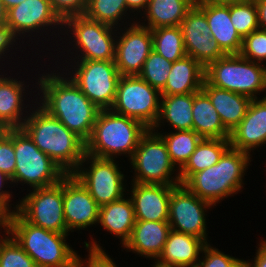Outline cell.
<instances>
[{
    "instance_id": "obj_1",
    "label": "cell",
    "mask_w": 266,
    "mask_h": 267,
    "mask_svg": "<svg viewBox=\"0 0 266 267\" xmlns=\"http://www.w3.org/2000/svg\"><path fill=\"white\" fill-rule=\"evenodd\" d=\"M58 71L53 69L51 73L45 72L37 79L35 84L39 85V91L36 95L41 98L37 103L86 142L92 134L100 109L64 71L61 74Z\"/></svg>"
},
{
    "instance_id": "obj_2",
    "label": "cell",
    "mask_w": 266,
    "mask_h": 267,
    "mask_svg": "<svg viewBox=\"0 0 266 267\" xmlns=\"http://www.w3.org/2000/svg\"><path fill=\"white\" fill-rule=\"evenodd\" d=\"M21 127L34 144L67 174H72L85 154V142L36 101ZM37 107V108H36Z\"/></svg>"
},
{
    "instance_id": "obj_3",
    "label": "cell",
    "mask_w": 266,
    "mask_h": 267,
    "mask_svg": "<svg viewBox=\"0 0 266 267\" xmlns=\"http://www.w3.org/2000/svg\"><path fill=\"white\" fill-rule=\"evenodd\" d=\"M250 156L245 151L229 147L217 164L194 173L183 185L214 207L244 188L243 178L251 162Z\"/></svg>"
},
{
    "instance_id": "obj_4",
    "label": "cell",
    "mask_w": 266,
    "mask_h": 267,
    "mask_svg": "<svg viewBox=\"0 0 266 267\" xmlns=\"http://www.w3.org/2000/svg\"><path fill=\"white\" fill-rule=\"evenodd\" d=\"M148 129L137 119L117 114L111 109L100 110L92 134L85 142V153L109 159L127 154L130 160Z\"/></svg>"
},
{
    "instance_id": "obj_5",
    "label": "cell",
    "mask_w": 266,
    "mask_h": 267,
    "mask_svg": "<svg viewBox=\"0 0 266 267\" xmlns=\"http://www.w3.org/2000/svg\"><path fill=\"white\" fill-rule=\"evenodd\" d=\"M9 234L37 267L76 266L78 253L66 242L70 233H58L34 226L14 212L10 216Z\"/></svg>"
},
{
    "instance_id": "obj_6",
    "label": "cell",
    "mask_w": 266,
    "mask_h": 267,
    "mask_svg": "<svg viewBox=\"0 0 266 267\" xmlns=\"http://www.w3.org/2000/svg\"><path fill=\"white\" fill-rule=\"evenodd\" d=\"M205 80L214 87L257 99L266 93V66L240 54H226L205 67Z\"/></svg>"
},
{
    "instance_id": "obj_7",
    "label": "cell",
    "mask_w": 266,
    "mask_h": 267,
    "mask_svg": "<svg viewBox=\"0 0 266 267\" xmlns=\"http://www.w3.org/2000/svg\"><path fill=\"white\" fill-rule=\"evenodd\" d=\"M14 151L16 167L12 184H29L36 189L59 183L67 175L22 128H14Z\"/></svg>"
},
{
    "instance_id": "obj_8",
    "label": "cell",
    "mask_w": 266,
    "mask_h": 267,
    "mask_svg": "<svg viewBox=\"0 0 266 267\" xmlns=\"http://www.w3.org/2000/svg\"><path fill=\"white\" fill-rule=\"evenodd\" d=\"M63 30L62 35L67 34L66 38H72L74 42L73 52H70L71 55L75 54L73 60L115 61L118 28L91 20L85 15H78L65 19ZM68 33L72 36L70 37Z\"/></svg>"
},
{
    "instance_id": "obj_9",
    "label": "cell",
    "mask_w": 266,
    "mask_h": 267,
    "mask_svg": "<svg viewBox=\"0 0 266 267\" xmlns=\"http://www.w3.org/2000/svg\"><path fill=\"white\" fill-rule=\"evenodd\" d=\"M129 161L134 170L131 182L177 186L181 184L177 174L179 171L171 162L166 143L152 129H148L141 137Z\"/></svg>"
},
{
    "instance_id": "obj_10",
    "label": "cell",
    "mask_w": 266,
    "mask_h": 267,
    "mask_svg": "<svg viewBox=\"0 0 266 267\" xmlns=\"http://www.w3.org/2000/svg\"><path fill=\"white\" fill-rule=\"evenodd\" d=\"M69 65L72 68H69ZM63 67H65L64 71L67 68L64 73L70 76L69 78L95 106L100 110L111 109L116 98L117 84L121 77L115 61L72 60L68 66ZM68 68L69 70L72 69V72Z\"/></svg>"
},
{
    "instance_id": "obj_11",
    "label": "cell",
    "mask_w": 266,
    "mask_h": 267,
    "mask_svg": "<svg viewBox=\"0 0 266 267\" xmlns=\"http://www.w3.org/2000/svg\"><path fill=\"white\" fill-rule=\"evenodd\" d=\"M161 92L138 75L121 76L111 110L131 117L152 129L160 114Z\"/></svg>"
},
{
    "instance_id": "obj_12",
    "label": "cell",
    "mask_w": 266,
    "mask_h": 267,
    "mask_svg": "<svg viewBox=\"0 0 266 267\" xmlns=\"http://www.w3.org/2000/svg\"><path fill=\"white\" fill-rule=\"evenodd\" d=\"M88 167H83L85 164ZM115 159L84 154L78 168L72 173L88 190L99 207L121 199L126 195V175ZM124 182V183H123ZM125 187V188H124ZM125 192V193H124Z\"/></svg>"
},
{
    "instance_id": "obj_13",
    "label": "cell",
    "mask_w": 266,
    "mask_h": 267,
    "mask_svg": "<svg viewBox=\"0 0 266 267\" xmlns=\"http://www.w3.org/2000/svg\"><path fill=\"white\" fill-rule=\"evenodd\" d=\"M18 202L12 208L25 221L46 230L69 233L64 219L63 179L54 185L30 190Z\"/></svg>"
},
{
    "instance_id": "obj_14",
    "label": "cell",
    "mask_w": 266,
    "mask_h": 267,
    "mask_svg": "<svg viewBox=\"0 0 266 267\" xmlns=\"http://www.w3.org/2000/svg\"><path fill=\"white\" fill-rule=\"evenodd\" d=\"M212 206L180 184L172 190L169 199V225L175 231L196 236L208 243L205 212Z\"/></svg>"
},
{
    "instance_id": "obj_15",
    "label": "cell",
    "mask_w": 266,
    "mask_h": 267,
    "mask_svg": "<svg viewBox=\"0 0 266 267\" xmlns=\"http://www.w3.org/2000/svg\"><path fill=\"white\" fill-rule=\"evenodd\" d=\"M5 25L8 26L17 37L23 36L22 39H24L28 34L26 38L30 36L29 38L31 40H34L31 37H35V34L37 38V33L40 34L39 36H42L44 32L46 33L45 35L48 36L49 33H47L46 30L51 27H60L58 31L60 29L61 32H57L58 35L59 33L62 35L63 31L61 30L63 28V21L53 11L49 0H25L13 6L7 10ZM33 32L36 33L34 34Z\"/></svg>"
},
{
    "instance_id": "obj_16",
    "label": "cell",
    "mask_w": 266,
    "mask_h": 267,
    "mask_svg": "<svg viewBox=\"0 0 266 267\" xmlns=\"http://www.w3.org/2000/svg\"><path fill=\"white\" fill-rule=\"evenodd\" d=\"M132 21L134 24L130 22L124 30L118 28L122 34L117 32L115 65L121 76L138 75L153 50L151 30Z\"/></svg>"
},
{
    "instance_id": "obj_17",
    "label": "cell",
    "mask_w": 266,
    "mask_h": 267,
    "mask_svg": "<svg viewBox=\"0 0 266 267\" xmlns=\"http://www.w3.org/2000/svg\"><path fill=\"white\" fill-rule=\"evenodd\" d=\"M186 54L204 67L226 55L218 42L212 39L204 12L194 4L180 24Z\"/></svg>"
},
{
    "instance_id": "obj_18",
    "label": "cell",
    "mask_w": 266,
    "mask_h": 267,
    "mask_svg": "<svg viewBox=\"0 0 266 267\" xmlns=\"http://www.w3.org/2000/svg\"><path fill=\"white\" fill-rule=\"evenodd\" d=\"M63 210L68 232L98 223L100 207L73 174L63 178Z\"/></svg>"
},
{
    "instance_id": "obj_19",
    "label": "cell",
    "mask_w": 266,
    "mask_h": 267,
    "mask_svg": "<svg viewBox=\"0 0 266 267\" xmlns=\"http://www.w3.org/2000/svg\"><path fill=\"white\" fill-rule=\"evenodd\" d=\"M261 97V99H260ZM252 99L245 117L230 132V147L250 152L266 144V95Z\"/></svg>"
},
{
    "instance_id": "obj_20",
    "label": "cell",
    "mask_w": 266,
    "mask_h": 267,
    "mask_svg": "<svg viewBox=\"0 0 266 267\" xmlns=\"http://www.w3.org/2000/svg\"><path fill=\"white\" fill-rule=\"evenodd\" d=\"M130 198L136 220L168 221L169 199L177 185H158L131 182Z\"/></svg>"
},
{
    "instance_id": "obj_21",
    "label": "cell",
    "mask_w": 266,
    "mask_h": 267,
    "mask_svg": "<svg viewBox=\"0 0 266 267\" xmlns=\"http://www.w3.org/2000/svg\"><path fill=\"white\" fill-rule=\"evenodd\" d=\"M171 227L168 221L136 220L124 249L156 261L162 254Z\"/></svg>"
},
{
    "instance_id": "obj_22",
    "label": "cell",
    "mask_w": 266,
    "mask_h": 267,
    "mask_svg": "<svg viewBox=\"0 0 266 267\" xmlns=\"http://www.w3.org/2000/svg\"><path fill=\"white\" fill-rule=\"evenodd\" d=\"M207 244L204 239L171 229L155 263L162 267H196Z\"/></svg>"
},
{
    "instance_id": "obj_23",
    "label": "cell",
    "mask_w": 266,
    "mask_h": 267,
    "mask_svg": "<svg viewBox=\"0 0 266 267\" xmlns=\"http://www.w3.org/2000/svg\"><path fill=\"white\" fill-rule=\"evenodd\" d=\"M6 75L0 74V127L5 129L21 128L29 115L28 112H30L29 109L25 108L33 107L28 104L26 106L24 103L26 94H28L26 89L29 85L26 86L24 80L23 82L22 80L18 81L17 78L5 77Z\"/></svg>"
},
{
    "instance_id": "obj_24",
    "label": "cell",
    "mask_w": 266,
    "mask_h": 267,
    "mask_svg": "<svg viewBox=\"0 0 266 267\" xmlns=\"http://www.w3.org/2000/svg\"><path fill=\"white\" fill-rule=\"evenodd\" d=\"M204 12L212 39L218 42L226 54H239L242 38L237 33L230 18V4H216L211 2H195Z\"/></svg>"
},
{
    "instance_id": "obj_25",
    "label": "cell",
    "mask_w": 266,
    "mask_h": 267,
    "mask_svg": "<svg viewBox=\"0 0 266 267\" xmlns=\"http://www.w3.org/2000/svg\"><path fill=\"white\" fill-rule=\"evenodd\" d=\"M205 67L191 56L173 62L161 95L195 93L202 89Z\"/></svg>"
},
{
    "instance_id": "obj_26",
    "label": "cell",
    "mask_w": 266,
    "mask_h": 267,
    "mask_svg": "<svg viewBox=\"0 0 266 267\" xmlns=\"http://www.w3.org/2000/svg\"><path fill=\"white\" fill-rule=\"evenodd\" d=\"M202 90L211 100L224 127L231 132L245 117L251 99L242 94L214 87L206 80Z\"/></svg>"
},
{
    "instance_id": "obj_27",
    "label": "cell",
    "mask_w": 266,
    "mask_h": 267,
    "mask_svg": "<svg viewBox=\"0 0 266 267\" xmlns=\"http://www.w3.org/2000/svg\"><path fill=\"white\" fill-rule=\"evenodd\" d=\"M113 201L100 207L98 223L104 231L120 238L122 246L129 240L132 229L136 223L134 206L131 198Z\"/></svg>"
},
{
    "instance_id": "obj_28",
    "label": "cell",
    "mask_w": 266,
    "mask_h": 267,
    "mask_svg": "<svg viewBox=\"0 0 266 267\" xmlns=\"http://www.w3.org/2000/svg\"><path fill=\"white\" fill-rule=\"evenodd\" d=\"M192 118V130L201 138L229 139L230 132L224 127L218 112L202 89L193 93Z\"/></svg>"
},
{
    "instance_id": "obj_29",
    "label": "cell",
    "mask_w": 266,
    "mask_h": 267,
    "mask_svg": "<svg viewBox=\"0 0 266 267\" xmlns=\"http://www.w3.org/2000/svg\"><path fill=\"white\" fill-rule=\"evenodd\" d=\"M192 107L193 93L161 95L160 114L152 130L158 131L157 128L160 129L164 122L169 123L167 125L173 127L175 131L192 130Z\"/></svg>"
},
{
    "instance_id": "obj_30",
    "label": "cell",
    "mask_w": 266,
    "mask_h": 267,
    "mask_svg": "<svg viewBox=\"0 0 266 267\" xmlns=\"http://www.w3.org/2000/svg\"><path fill=\"white\" fill-rule=\"evenodd\" d=\"M195 0H149L143 12L144 21L139 23L150 30L159 27L180 26ZM146 23V24H145Z\"/></svg>"
},
{
    "instance_id": "obj_31",
    "label": "cell",
    "mask_w": 266,
    "mask_h": 267,
    "mask_svg": "<svg viewBox=\"0 0 266 267\" xmlns=\"http://www.w3.org/2000/svg\"><path fill=\"white\" fill-rule=\"evenodd\" d=\"M229 147V139L202 138L188 161L179 170L181 184L183 185L194 173L217 164Z\"/></svg>"
},
{
    "instance_id": "obj_32",
    "label": "cell",
    "mask_w": 266,
    "mask_h": 267,
    "mask_svg": "<svg viewBox=\"0 0 266 267\" xmlns=\"http://www.w3.org/2000/svg\"><path fill=\"white\" fill-rule=\"evenodd\" d=\"M156 133H158L166 143L171 162L178 170L185 165L202 139L193 130L170 131V133L167 134L157 131Z\"/></svg>"
},
{
    "instance_id": "obj_33",
    "label": "cell",
    "mask_w": 266,
    "mask_h": 267,
    "mask_svg": "<svg viewBox=\"0 0 266 267\" xmlns=\"http://www.w3.org/2000/svg\"><path fill=\"white\" fill-rule=\"evenodd\" d=\"M153 50L170 62L184 56V40L180 26L159 27L151 30Z\"/></svg>"
},
{
    "instance_id": "obj_34",
    "label": "cell",
    "mask_w": 266,
    "mask_h": 267,
    "mask_svg": "<svg viewBox=\"0 0 266 267\" xmlns=\"http://www.w3.org/2000/svg\"><path fill=\"white\" fill-rule=\"evenodd\" d=\"M127 11L129 12L126 0H87L84 15L91 20L119 28L121 26L119 22L124 23L127 15L126 20L129 19L130 14Z\"/></svg>"
},
{
    "instance_id": "obj_35",
    "label": "cell",
    "mask_w": 266,
    "mask_h": 267,
    "mask_svg": "<svg viewBox=\"0 0 266 267\" xmlns=\"http://www.w3.org/2000/svg\"><path fill=\"white\" fill-rule=\"evenodd\" d=\"M230 18L242 39L259 29L258 11L255 0L230 4Z\"/></svg>"
},
{
    "instance_id": "obj_36",
    "label": "cell",
    "mask_w": 266,
    "mask_h": 267,
    "mask_svg": "<svg viewBox=\"0 0 266 267\" xmlns=\"http://www.w3.org/2000/svg\"><path fill=\"white\" fill-rule=\"evenodd\" d=\"M172 62L152 50L138 76L160 92L165 88Z\"/></svg>"
},
{
    "instance_id": "obj_37",
    "label": "cell",
    "mask_w": 266,
    "mask_h": 267,
    "mask_svg": "<svg viewBox=\"0 0 266 267\" xmlns=\"http://www.w3.org/2000/svg\"><path fill=\"white\" fill-rule=\"evenodd\" d=\"M2 236L0 237V267H37L33 259L10 234Z\"/></svg>"
},
{
    "instance_id": "obj_38",
    "label": "cell",
    "mask_w": 266,
    "mask_h": 267,
    "mask_svg": "<svg viewBox=\"0 0 266 267\" xmlns=\"http://www.w3.org/2000/svg\"><path fill=\"white\" fill-rule=\"evenodd\" d=\"M239 54L250 61H266V30L257 29L243 38Z\"/></svg>"
},
{
    "instance_id": "obj_39",
    "label": "cell",
    "mask_w": 266,
    "mask_h": 267,
    "mask_svg": "<svg viewBox=\"0 0 266 267\" xmlns=\"http://www.w3.org/2000/svg\"><path fill=\"white\" fill-rule=\"evenodd\" d=\"M15 167L14 129H6L0 135V171L11 179Z\"/></svg>"
},
{
    "instance_id": "obj_40",
    "label": "cell",
    "mask_w": 266,
    "mask_h": 267,
    "mask_svg": "<svg viewBox=\"0 0 266 267\" xmlns=\"http://www.w3.org/2000/svg\"><path fill=\"white\" fill-rule=\"evenodd\" d=\"M196 267H244V260L224 254L209 243L204 247Z\"/></svg>"
},
{
    "instance_id": "obj_41",
    "label": "cell",
    "mask_w": 266,
    "mask_h": 267,
    "mask_svg": "<svg viewBox=\"0 0 266 267\" xmlns=\"http://www.w3.org/2000/svg\"><path fill=\"white\" fill-rule=\"evenodd\" d=\"M84 242V247L88 249V257L82 259L80 255L77 256L75 267H118L113 259L102 249L97 241Z\"/></svg>"
},
{
    "instance_id": "obj_42",
    "label": "cell",
    "mask_w": 266,
    "mask_h": 267,
    "mask_svg": "<svg viewBox=\"0 0 266 267\" xmlns=\"http://www.w3.org/2000/svg\"><path fill=\"white\" fill-rule=\"evenodd\" d=\"M53 11L64 21L68 17L84 15L87 0H49Z\"/></svg>"
},
{
    "instance_id": "obj_43",
    "label": "cell",
    "mask_w": 266,
    "mask_h": 267,
    "mask_svg": "<svg viewBox=\"0 0 266 267\" xmlns=\"http://www.w3.org/2000/svg\"><path fill=\"white\" fill-rule=\"evenodd\" d=\"M16 39L20 40V38H18L8 26L5 24H0V61H5L1 59L8 57L7 53L11 52V47V49H14L13 46L19 45ZM3 56L6 57L3 58Z\"/></svg>"
},
{
    "instance_id": "obj_44",
    "label": "cell",
    "mask_w": 266,
    "mask_h": 267,
    "mask_svg": "<svg viewBox=\"0 0 266 267\" xmlns=\"http://www.w3.org/2000/svg\"><path fill=\"white\" fill-rule=\"evenodd\" d=\"M8 183L12 185L11 179L7 175H5L3 172L0 171V205H2L12 215L14 212L17 211V210L11 209L12 207L11 205L13 204L9 205V202H12L10 199L12 197V194L10 193V191H6V190L3 191V189L6 187V184Z\"/></svg>"
},
{
    "instance_id": "obj_45",
    "label": "cell",
    "mask_w": 266,
    "mask_h": 267,
    "mask_svg": "<svg viewBox=\"0 0 266 267\" xmlns=\"http://www.w3.org/2000/svg\"><path fill=\"white\" fill-rule=\"evenodd\" d=\"M253 261L244 260V267H266V240L261 239Z\"/></svg>"
},
{
    "instance_id": "obj_46",
    "label": "cell",
    "mask_w": 266,
    "mask_h": 267,
    "mask_svg": "<svg viewBox=\"0 0 266 267\" xmlns=\"http://www.w3.org/2000/svg\"><path fill=\"white\" fill-rule=\"evenodd\" d=\"M258 11L259 28L266 30V0H255Z\"/></svg>"
},
{
    "instance_id": "obj_47",
    "label": "cell",
    "mask_w": 266,
    "mask_h": 267,
    "mask_svg": "<svg viewBox=\"0 0 266 267\" xmlns=\"http://www.w3.org/2000/svg\"><path fill=\"white\" fill-rule=\"evenodd\" d=\"M148 2L149 0H126L129 13L137 11L135 15H138V13H142L141 10L144 12L147 8Z\"/></svg>"
},
{
    "instance_id": "obj_48",
    "label": "cell",
    "mask_w": 266,
    "mask_h": 267,
    "mask_svg": "<svg viewBox=\"0 0 266 267\" xmlns=\"http://www.w3.org/2000/svg\"><path fill=\"white\" fill-rule=\"evenodd\" d=\"M10 216L11 214L2 205H0V228H3L6 235L9 234Z\"/></svg>"
},
{
    "instance_id": "obj_49",
    "label": "cell",
    "mask_w": 266,
    "mask_h": 267,
    "mask_svg": "<svg viewBox=\"0 0 266 267\" xmlns=\"http://www.w3.org/2000/svg\"><path fill=\"white\" fill-rule=\"evenodd\" d=\"M251 0H195V2H211L216 4H233V3H243Z\"/></svg>"
},
{
    "instance_id": "obj_50",
    "label": "cell",
    "mask_w": 266,
    "mask_h": 267,
    "mask_svg": "<svg viewBox=\"0 0 266 267\" xmlns=\"http://www.w3.org/2000/svg\"><path fill=\"white\" fill-rule=\"evenodd\" d=\"M2 4L4 5L5 9L8 10L10 8H12L13 6H16L22 2H24L25 0H1Z\"/></svg>"
},
{
    "instance_id": "obj_51",
    "label": "cell",
    "mask_w": 266,
    "mask_h": 267,
    "mask_svg": "<svg viewBox=\"0 0 266 267\" xmlns=\"http://www.w3.org/2000/svg\"><path fill=\"white\" fill-rule=\"evenodd\" d=\"M7 10L0 0V24H6Z\"/></svg>"
},
{
    "instance_id": "obj_52",
    "label": "cell",
    "mask_w": 266,
    "mask_h": 267,
    "mask_svg": "<svg viewBox=\"0 0 266 267\" xmlns=\"http://www.w3.org/2000/svg\"><path fill=\"white\" fill-rule=\"evenodd\" d=\"M5 128L0 127V135L5 131Z\"/></svg>"
},
{
    "instance_id": "obj_53",
    "label": "cell",
    "mask_w": 266,
    "mask_h": 267,
    "mask_svg": "<svg viewBox=\"0 0 266 267\" xmlns=\"http://www.w3.org/2000/svg\"><path fill=\"white\" fill-rule=\"evenodd\" d=\"M151 266H153V267H162V266L157 265L156 263H154V264L151 265Z\"/></svg>"
}]
</instances>
